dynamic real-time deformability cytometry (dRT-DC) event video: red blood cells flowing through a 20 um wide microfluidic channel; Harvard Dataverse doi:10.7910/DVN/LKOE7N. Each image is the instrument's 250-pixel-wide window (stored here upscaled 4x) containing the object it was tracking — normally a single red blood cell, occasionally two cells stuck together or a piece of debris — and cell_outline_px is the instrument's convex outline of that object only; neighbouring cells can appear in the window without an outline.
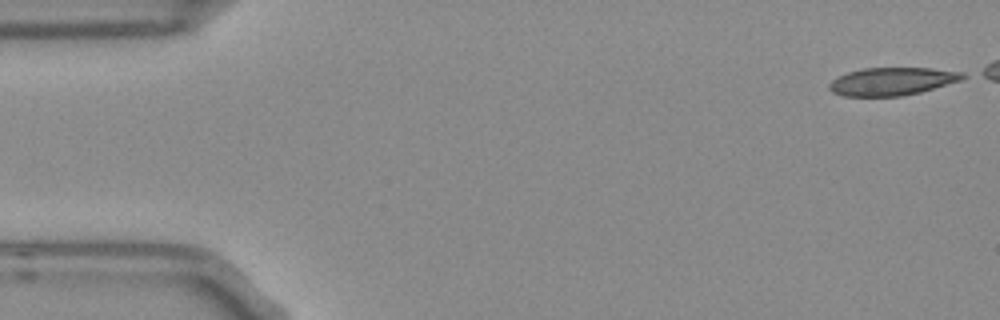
{"species": "Egyptian fruit bat (a non-hibernating species)", "species_latin": "Rousettus aegyptiacus", "temperature_condition": "room temperature", "stored_images_in_passage": 13, "camera_frame_rate_fps": 3000, "um_per_image_px": 0.085, "frame": {"image": 1, "passage_image": 1, "time_ms": 0.0, "image_size_px": [1000, 320], "cell_outline_px": [[968, 76], [960, 80], [920, 92], [900, 96], [844, 96], [832, 92], [828, 88], [828, 84], [832, 80], [848, 72], [864, 68], [928, 68], [964, 72]], "centroid_in_image_um": [75.81, 6.91], "position_along_channel_um": 9.2, "area_um2": 21.5}}